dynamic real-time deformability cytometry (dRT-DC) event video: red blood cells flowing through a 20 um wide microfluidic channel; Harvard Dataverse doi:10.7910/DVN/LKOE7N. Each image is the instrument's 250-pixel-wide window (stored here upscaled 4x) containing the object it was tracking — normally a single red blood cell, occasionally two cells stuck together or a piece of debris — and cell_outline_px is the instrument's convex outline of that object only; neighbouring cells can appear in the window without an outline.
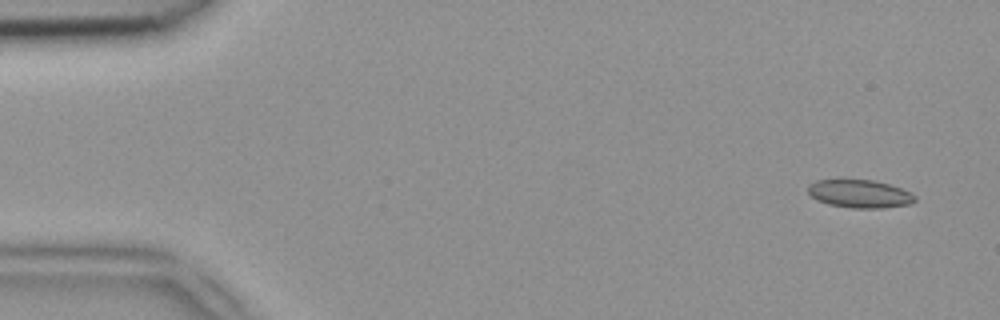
{"species": "common noctule bat (a hibernating species)", "species_latin": "Nyctalus noctula", "temperature_condition": "room temperature", "stored_images_in_passage": 50, "camera_frame_rate_fps": 3000, "um_per_image_px": 0.085, "animal": {"sex": "female", "body_mass_g": 18.4}, "frame": {"image": 1, "passage_image": 3, "time_ms": 0.667, "image_size_px": [1000, 320], "cell_outline_px": [[916, 200], [912, 204], [884, 208], [852, 208], [828, 204], [816, 200], [808, 192], [808, 184], [816, 180], [840, 176], [872, 180], [888, 184], [900, 188], [916, 196]], "centroid_in_image_um": [73.01, 16.42], "position_along_channel_um": 12.0, "area_um2": 18.26}}
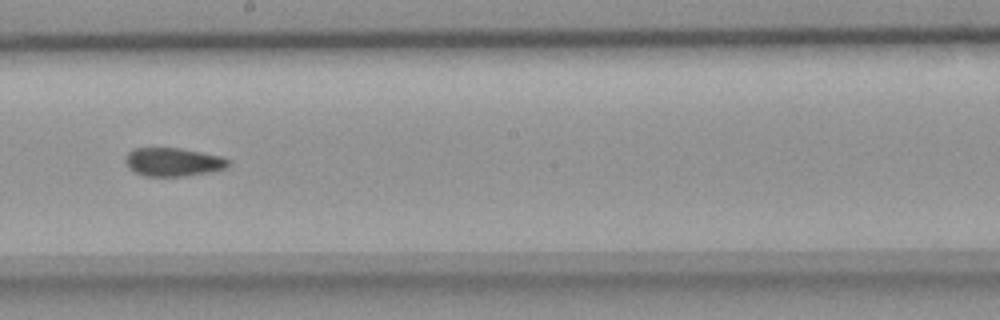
{"frame": {"image": 2, "passage_image": 28, "time_ms": 9.0, "image_size_px": [1000, 320], "cell_outline_px": [[232, 164], [228, 168], [212, 172], [184, 176], [144, 176], [128, 168], [124, 160], [124, 156], [128, 152], [136, 148], [180, 148], [224, 156], [232, 160]], "centroid_in_image_um": [14.79, 13.77], "position_along_channel_um": 233.4, "area_um2": 17.51}}
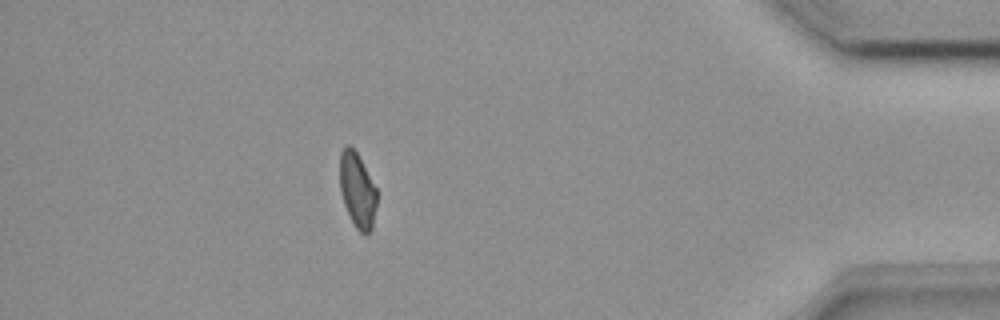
{"frame": {"image": 3, "passage_image": 44, "time_ms": 14.333, "image_size_px": [1000, 320], "cell_outline_px": [[376, 204], [372, 228], [368, 236], [360, 232], [356, 228], [344, 204], [340, 192], [340, 152], [348, 144], [356, 152], [376, 188]], "centroid_in_image_um": [30.37, 16.2], "position_along_channel_um": 404.8, "area_um2": 15.9}}